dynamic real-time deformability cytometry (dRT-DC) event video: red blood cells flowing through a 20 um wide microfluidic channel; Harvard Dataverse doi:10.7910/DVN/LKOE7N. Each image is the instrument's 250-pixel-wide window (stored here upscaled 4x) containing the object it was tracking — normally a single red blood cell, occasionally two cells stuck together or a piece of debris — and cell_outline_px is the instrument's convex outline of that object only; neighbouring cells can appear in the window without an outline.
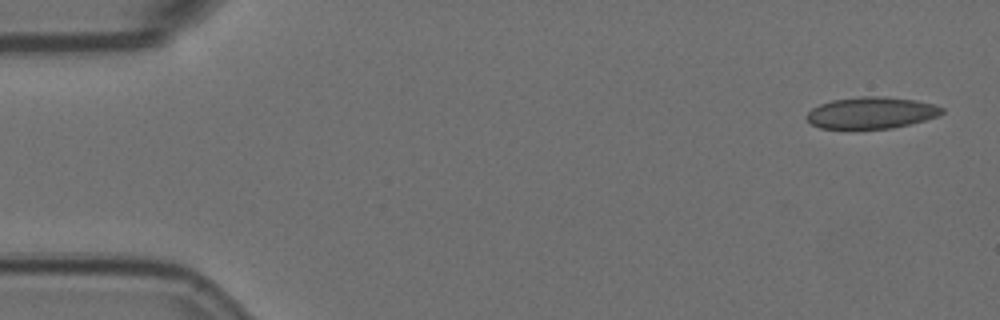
{"species": "Egyptian fruit bat (a non-hibernating species)", "species_latin": "Rousettus aegyptiacus", "temperature_condition": "room temperature", "stored_images_in_passage": 12, "camera_frame_rate_fps": 3000, "um_per_image_px": 0.085, "animal": {"sex": "female"}, "frame": {"image": 1, "passage_image": 1, "time_ms": 0.0, "image_size_px": [1000, 320], "cell_outline_px": [[944, 112], [940, 116], [892, 128], [820, 128], [812, 124], [804, 116], [812, 108], [820, 104], [832, 100], [860, 96], [884, 96], [916, 100], [932, 104], [944, 108]], "centroid_in_image_um": [74.06, 9.57], "position_along_channel_um": 10.9, "area_um2": 24.85}}
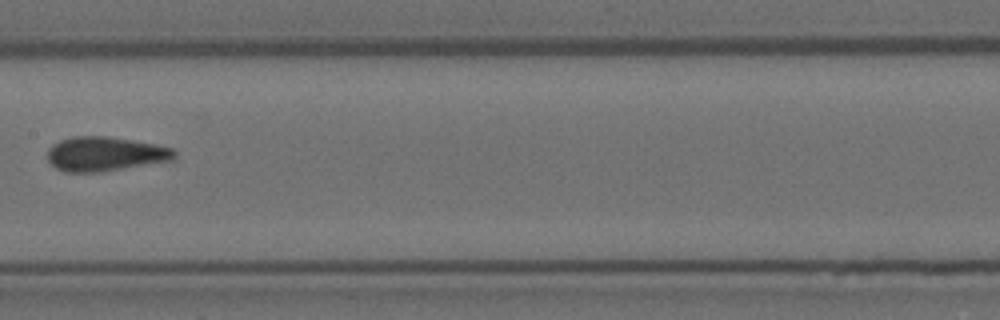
{"frame": {"image": 2, "passage_image": 7, "time_ms": 2.0, "image_size_px": [1000, 320], "cell_outline_px": [[176, 156], [172, 160], [100, 172], [64, 172], [56, 168], [48, 160], [48, 148], [52, 144], [60, 140], [72, 136], [108, 136], [132, 140], [172, 148], [176, 152]], "centroid_in_image_um": [8.89, 13.08], "position_along_channel_um": 198.5, "area_um2": 25.32}}
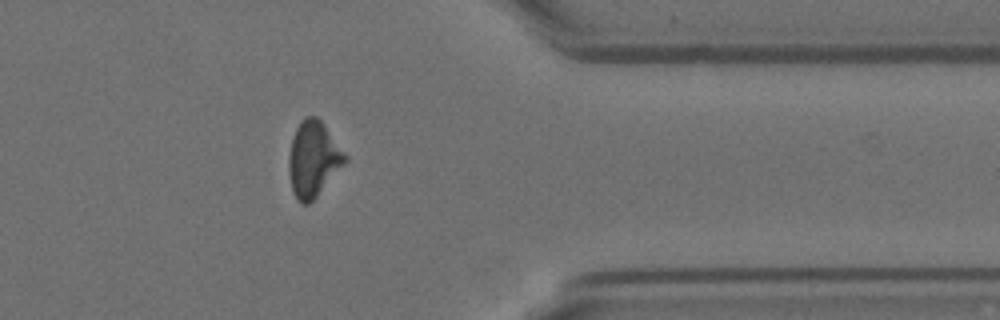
{"frame": {"image": 3, "passage_image": 12, "time_ms": 3.667, "image_size_px": [1000, 320], "cell_outline_px": [[348, 160], [316, 196], [308, 204], [300, 204], [292, 188], [288, 172], [288, 160], [292, 136], [300, 120], [304, 116], [316, 116], [324, 124], [348, 156]], "centroid_in_image_um": [26.62, 13.48], "position_along_channel_um": 384.8, "area_um2": 24.68}}